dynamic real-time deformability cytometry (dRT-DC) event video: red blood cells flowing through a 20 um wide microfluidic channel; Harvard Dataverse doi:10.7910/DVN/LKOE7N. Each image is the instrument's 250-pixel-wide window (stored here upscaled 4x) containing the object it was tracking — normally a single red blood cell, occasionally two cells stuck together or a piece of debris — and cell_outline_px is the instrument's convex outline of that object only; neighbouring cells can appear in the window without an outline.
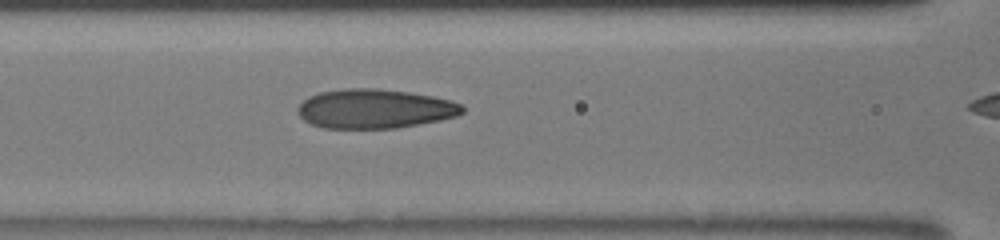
{"species": "human", "species_latin": "Homo sapiens", "temperature_condition": "room temperature", "stored_images_in_passage": 22, "camera_frame_rate_fps": 3000, "um_per_image_px": 0.085, "donor": {"sex": "male"}, "frame": {"image": 1, "passage_image": 12, "time_ms": 2.0, "image_size_px": [1000, 240], "cell_outline_px": [[464, 112], [456, 116], [440, 120], [396, 128], [324, 128], [312, 124], [304, 120], [300, 116], [296, 108], [308, 96], [320, 92], [344, 88], [376, 88], [408, 92], [432, 96], [452, 100], [460, 104], [464, 108]], "centroid_in_image_um": [31.84, 9.24], "position_along_channel_um": 134.8, "area_um2": 37.69}}
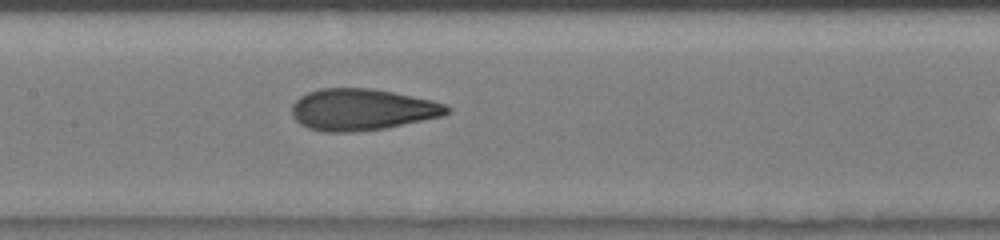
{"frame": {"image": 2, "passage_image": 18, "time_ms": 3.0, "image_size_px": [1000, 240], "cell_outline_px": [[452, 108], [444, 116], [384, 128], [352, 132], [324, 132], [308, 128], [300, 124], [292, 116], [292, 104], [300, 96], [308, 92], [320, 88], [372, 88], [432, 100], [444, 104]], "centroid_in_image_um": [30.75, 9.31], "position_along_channel_um": 176.6, "area_um2": 37.57}}